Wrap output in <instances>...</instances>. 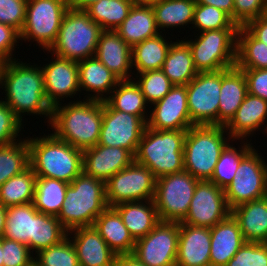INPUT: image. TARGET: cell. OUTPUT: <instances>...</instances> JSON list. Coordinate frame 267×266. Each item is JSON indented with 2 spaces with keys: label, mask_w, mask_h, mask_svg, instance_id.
<instances>
[{
  "label": "cell",
  "mask_w": 267,
  "mask_h": 266,
  "mask_svg": "<svg viewBox=\"0 0 267 266\" xmlns=\"http://www.w3.org/2000/svg\"><path fill=\"white\" fill-rule=\"evenodd\" d=\"M1 85L5 88V102L15 116L22 122L24 113L46 115L50 125L52 107L44 90L41 67L8 60L2 73ZM23 114V115H22Z\"/></svg>",
  "instance_id": "obj_1"
},
{
  "label": "cell",
  "mask_w": 267,
  "mask_h": 266,
  "mask_svg": "<svg viewBox=\"0 0 267 266\" xmlns=\"http://www.w3.org/2000/svg\"><path fill=\"white\" fill-rule=\"evenodd\" d=\"M102 120L103 101L85 99L54 106L49 126L58 139L85 150L98 144Z\"/></svg>",
  "instance_id": "obj_2"
},
{
  "label": "cell",
  "mask_w": 267,
  "mask_h": 266,
  "mask_svg": "<svg viewBox=\"0 0 267 266\" xmlns=\"http://www.w3.org/2000/svg\"><path fill=\"white\" fill-rule=\"evenodd\" d=\"M27 143L30 167L36 176L70 184L83 171V150L58 139L53 133L28 138Z\"/></svg>",
  "instance_id": "obj_3"
},
{
  "label": "cell",
  "mask_w": 267,
  "mask_h": 266,
  "mask_svg": "<svg viewBox=\"0 0 267 266\" xmlns=\"http://www.w3.org/2000/svg\"><path fill=\"white\" fill-rule=\"evenodd\" d=\"M107 207L105 182L82 171L68 185L57 218L67 231L77 227H91Z\"/></svg>",
  "instance_id": "obj_4"
},
{
  "label": "cell",
  "mask_w": 267,
  "mask_h": 266,
  "mask_svg": "<svg viewBox=\"0 0 267 266\" xmlns=\"http://www.w3.org/2000/svg\"><path fill=\"white\" fill-rule=\"evenodd\" d=\"M187 130H153L146 126L134 161L156 178L184 170L183 150Z\"/></svg>",
  "instance_id": "obj_5"
},
{
  "label": "cell",
  "mask_w": 267,
  "mask_h": 266,
  "mask_svg": "<svg viewBox=\"0 0 267 266\" xmlns=\"http://www.w3.org/2000/svg\"><path fill=\"white\" fill-rule=\"evenodd\" d=\"M225 126L193 125L184 141V170L202 181H209L224 148L229 144Z\"/></svg>",
  "instance_id": "obj_6"
},
{
  "label": "cell",
  "mask_w": 267,
  "mask_h": 266,
  "mask_svg": "<svg viewBox=\"0 0 267 266\" xmlns=\"http://www.w3.org/2000/svg\"><path fill=\"white\" fill-rule=\"evenodd\" d=\"M102 31L84 10L69 8L63 16L57 39L48 51L76 62L93 57Z\"/></svg>",
  "instance_id": "obj_7"
},
{
  "label": "cell",
  "mask_w": 267,
  "mask_h": 266,
  "mask_svg": "<svg viewBox=\"0 0 267 266\" xmlns=\"http://www.w3.org/2000/svg\"><path fill=\"white\" fill-rule=\"evenodd\" d=\"M239 28H223L200 32L197 39L185 41L190 47L195 68L214 72L236 66Z\"/></svg>",
  "instance_id": "obj_8"
},
{
  "label": "cell",
  "mask_w": 267,
  "mask_h": 266,
  "mask_svg": "<svg viewBox=\"0 0 267 266\" xmlns=\"http://www.w3.org/2000/svg\"><path fill=\"white\" fill-rule=\"evenodd\" d=\"M200 180L183 170L156 178L154 204L162 222H182Z\"/></svg>",
  "instance_id": "obj_9"
},
{
  "label": "cell",
  "mask_w": 267,
  "mask_h": 266,
  "mask_svg": "<svg viewBox=\"0 0 267 266\" xmlns=\"http://www.w3.org/2000/svg\"><path fill=\"white\" fill-rule=\"evenodd\" d=\"M67 0H28L25 22L19 40H33L48 51L55 43L65 12Z\"/></svg>",
  "instance_id": "obj_10"
},
{
  "label": "cell",
  "mask_w": 267,
  "mask_h": 266,
  "mask_svg": "<svg viewBox=\"0 0 267 266\" xmlns=\"http://www.w3.org/2000/svg\"><path fill=\"white\" fill-rule=\"evenodd\" d=\"M253 148L240 162L233 181L224 189L230 210L267 196L266 162Z\"/></svg>",
  "instance_id": "obj_11"
},
{
  "label": "cell",
  "mask_w": 267,
  "mask_h": 266,
  "mask_svg": "<svg viewBox=\"0 0 267 266\" xmlns=\"http://www.w3.org/2000/svg\"><path fill=\"white\" fill-rule=\"evenodd\" d=\"M155 187L156 177L151 170L133 161L105 182L107 205L153 200Z\"/></svg>",
  "instance_id": "obj_12"
},
{
  "label": "cell",
  "mask_w": 267,
  "mask_h": 266,
  "mask_svg": "<svg viewBox=\"0 0 267 266\" xmlns=\"http://www.w3.org/2000/svg\"><path fill=\"white\" fill-rule=\"evenodd\" d=\"M187 105L193 125H218L221 70L200 72L186 85Z\"/></svg>",
  "instance_id": "obj_13"
},
{
  "label": "cell",
  "mask_w": 267,
  "mask_h": 266,
  "mask_svg": "<svg viewBox=\"0 0 267 266\" xmlns=\"http://www.w3.org/2000/svg\"><path fill=\"white\" fill-rule=\"evenodd\" d=\"M179 223L160 221L135 242L133 256L146 266H176Z\"/></svg>",
  "instance_id": "obj_14"
},
{
  "label": "cell",
  "mask_w": 267,
  "mask_h": 266,
  "mask_svg": "<svg viewBox=\"0 0 267 266\" xmlns=\"http://www.w3.org/2000/svg\"><path fill=\"white\" fill-rule=\"evenodd\" d=\"M146 126L147 123L141 117L115 110L103 101V120L98 144L125 148L135 155Z\"/></svg>",
  "instance_id": "obj_15"
},
{
  "label": "cell",
  "mask_w": 267,
  "mask_h": 266,
  "mask_svg": "<svg viewBox=\"0 0 267 266\" xmlns=\"http://www.w3.org/2000/svg\"><path fill=\"white\" fill-rule=\"evenodd\" d=\"M231 214L224 190L211 181L197 183L189 211L181 223L212 228Z\"/></svg>",
  "instance_id": "obj_16"
},
{
  "label": "cell",
  "mask_w": 267,
  "mask_h": 266,
  "mask_svg": "<svg viewBox=\"0 0 267 266\" xmlns=\"http://www.w3.org/2000/svg\"><path fill=\"white\" fill-rule=\"evenodd\" d=\"M147 127L153 130H188L193 124L187 105L186 85H174L159 101L152 104Z\"/></svg>",
  "instance_id": "obj_17"
},
{
  "label": "cell",
  "mask_w": 267,
  "mask_h": 266,
  "mask_svg": "<svg viewBox=\"0 0 267 266\" xmlns=\"http://www.w3.org/2000/svg\"><path fill=\"white\" fill-rule=\"evenodd\" d=\"M54 58L41 67L46 99L52 108L61 103L60 99L73 98L80 91L77 62L58 56Z\"/></svg>",
  "instance_id": "obj_18"
},
{
  "label": "cell",
  "mask_w": 267,
  "mask_h": 266,
  "mask_svg": "<svg viewBox=\"0 0 267 266\" xmlns=\"http://www.w3.org/2000/svg\"><path fill=\"white\" fill-rule=\"evenodd\" d=\"M133 161L134 155L125 148L97 144L83 150L82 168L86 175L106 182Z\"/></svg>",
  "instance_id": "obj_19"
},
{
  "label": "cell",
  "mask_w": 267,
  "mask_h": 266,
  "mask_svg": "<svg viewBox=\"0 0 267 266\" xmlns=\"http://www.w3.org/2000/svg\"><path fill=\"white\" fill-rule=\"evenodd\" d=\"M210 228L179 223L176 266H210Z\"/></svg>",
  "instance_id": "obj_20"
},
{
  "label": "cell",
  "mask_w": 267,
  "mask_h": 266,
  "mask_svg": "<svg viewBox=\"0 0 267 266\" xmlns=\"http://www.w3.org/2000/svg\"><path fill=\"white\" fill-rule=\"evenodd\" d=\"M71 233L74 235L69 238H73L71 242L76 249L80 266L114 265L117 254L109 248L93 226L74 228L67 232V236Z\"/></svg>",
  "instance_id": "obj_21"
},
{
  "label": "cell",
  "mask_w": 267,
  "mask_h": 266,
  "mask_svg": "<svg viewBox=\"0 0 267 266\" xmlns=\"http://www.w3.org/2000/svg\"><path fill=\"white\" fill-rule=\"evenodd\" d=\"M131 51L115 30H103L94 56L121 81L132 80L129 73L133 69Z\"/></svg>",
  "instance_id": "obj_22"
},
{
  "label": "cell",
  "mask_w": 267,
  "mask_h": 266,
  "mask_svg": "<svg viewBox=\"0 0 267 266\" xmlns=\"http://www.w3.org/2000/svg\"><path fill=\"white\" fill-rule=\"evenodd\" d=\"M210 234V266H225L246 242L231 214L210 228Z\"/></svg>",
  "instance_id": "obj_23"
},
{
  "label": "cell",
  "mask_w": 267,
  "mask_h": 266,
  "mask_svg": "<svg viewBox=\"0 0 267 266\" xmlns=\"http://www.w3.org/2000/svg\"><path fill=\"white\" fill-rule=\"evenodd\" d=\"M248 94L245 74L237 66L221 70L218 125L226 126Z\"/></svg>",
  "instance_id": "obj_24"
},
{
  "label": "cell",
  "mask_w": 267,
  "mask_h": 266,
  "mask_svg": "<svg viewBox=\"0 0 267 266\" xmlns=\"http://www.w3.org/2000/svg\"><path fill=\"white\" fill-rule=\"evenodd\" d=\"M267 119V101L264 99L247 94L242 104L239 106L235 116L225 126L233 140L241 141L244 137H249L254 131L263 127Z\"/></svg>",
  "instance_id": "obj_25"
},
{
  "label": "cell",
  "mask_w": 267,
  "mask_h": 266,
  "mask_svg": "<svg viewBox=\"0 0 267 266\" xmlns=\"http://www.w3.org/2000/svg\"><path fill=\"white\" fill-rule=\"evenodd\" d=\"M79 70L80 91L95 92L89 94L87 99L104 101V93L110 95L111 91L121 81L95 56L77 62ZM83 88V89H82Z\"/></svg>",
  "instance_id": "obj_26"
},
{
  "label": "cell",
  "mask_w": 267,
  "mask_h": 266,
  "mask_svg": "<svg viewBox=\"0 0 267 266\" xmlns=\"http://www.w3.org/2000/svg\"><path fill=\"white\" fill-rule=\"evenodd\" d=\"M93 227L117 255L133 254L135 240L125 227L114 207H107L96 219Z\"/></svg>",
  "instance_id": "obj_27"
},
{
  "label": "cell",
  "mask_w": 267,
  "mask_h": 266,
  "mask_svg": "<svg viewBox=\"0 0 267 266\" xmlns=\"http://www.w3.org/2000/svg\"><path fill=\"white\" fill-rule=\"evenodd\" d=\"M246 242L267 243V196L231 210Z\"/></svg>",
  "instance_id": "obj_28"
},
{
  "label": "cell",
  "mask_w": 267,
  "mask_h": 266,
  "mask_svg": "<svg viewBox=\"0 0 267 266\" xmlns=\"http://www.w3.org/2000/svg\"><path fill=\"white\" fill-rule=\"evenodd\" d=\"M114 208L135 241L145 237L160 222L153 200L123 202Z\"/></svg>",
  "instance_id": "obj_29"
},
{
  "label": "cell",
  "mask_w": 267,
  "mask_h": 266,
  "mask_svg": "<svg viewBox=\"0 0 267 266\" xmlns=\"http://www.w3.org/2000/svg\"><path fill=\"white\" fill-rule=\"evenodd\" d=\"M115 31L131 48L159 34L152 7L135 3Z\"/></svg>",
  "instance_id": "obj_30"
},
{
  "label": "cell",
  "mask_w": 267,
  "mask_h": 266,
  "mask_svg": "<svg viewBox=\"0 0 267 266\" xmlns=\"http://www.w3.org/2000/svg\"><path fill=\"white\" fill-rule=\"evenodd\" d=\"M161 70L173 85H187L198 74L188 44L181 40L169 48Z\"/></svg>",
  "instance_id": "obj_31"
},
{
  "label": "cell",
  "mask_w": 267,
  "mask_h": 266,
  "mask_svg": "<svg viewBox=\"0 0 267 266\" xmlns=\"http://www.w3.org/2000/svg\"><path fill=\"white\" fill-rule=\"evenodd\" d=\"M37 209L33 203L6 207L4 238L18 241L32 250L34 214Z\"/></svg>",
  "instance_id": "obj_32"
},
{
  "label": "cell",
  "mask_w": 267,
  "mask_h": 266,
  "mask_svg": "<svg viewBox=\"0 0 267 266\" xmlns=\"http://www.w3.org/2000/svg\"><path fill=\"white\" fill-rule=\"evenodd\" d=\"M171 45L160 33L134 45L131 57L132 67L136 68L137 75L161 69Z\"/></svg>",
  "instance_id": "obj_33"
},
{
  "label": "cell",
  "mask_w": 267,
  "mask_h": 266,
  "mask_svg": "<svg viewBox=\"0 0 267 266\" xmlns=\"http://www.w3.org/2000/svg\"><path fill=\"white\" fill-rule=\"evenodd\" d=\"M69 183L55 178L36 177L33 205L38 212L58 216Z\"/></svg>",
  "instance_id": "obj_34"
},
{
  "label": "cell",
  "mask_w": 267,
  "mask_h": 266,
  "mask_svg": "<svg viewBox=\"0 0 267 266\" xmlns=\"http://www.w3.org/2000/svg\"><path fill=\"white\" fill-rule=\"evenodd\" d=\"M117 86L111 91L109 97L104 96V101L113 109L137 115L147 123L149 116H146L148 114L145 110L148 103L136 82L134 80H122Z\"/></svg>",
  "instance_id": "obj_35"
},
{
  "label": "cell",
  "mask_w": 267,
  "mask_h": 266,
  "mask_svg": "<svg viewBox=\"0 0 267 266\" xmlns=\"http://www.w3.org/2000/svg\"><path fill=\"white\" fill-rule=\"evenodd\" d=\"M196 0H161L152 5L156 25L161 29L192 24Z\"/></svg>",
  "instance_id": "obj_36"
},
{
  "label": "cell",
  "mask_w": 267,
  "mask_h": 266,
  "mask_svg": "<svg viewBox=\"0 0 267 266\" xmlns=\"http://www.w3.org/2000/svg\"><path fill=\"white\" fill-rule=\"evenodd\" d=\"M236 66L239 69H267V45L244 26H239L237 33Z\"/></svg>",
  "instance_id": "obj_37"
},
{
  "label": "cell",
  "mask_w": 267,
  "mask_h": 266,
  "mask_svg": "<svg viewBox=\"0 0 267 266\" xmlns=\"http://www.w3.org/2000/svg\"><path fill=\"white\" fill-rule=\"evenodd\" d=\"M36 177L29 166L20 174L8 179L0 186V203L4 207L32 203Z\"/></svg>",
  "instance_id": "obj_38"
},
{
  "label": "cell",
  "mask_w": 267,
  "mask_h": 266,
  "mask_svg": "<svg viewBox=\"0 0 267 266\" xmlns=\"http://www.w3.org/2000/svg\"><path fill=\"white\" fill-rule=\"evenodd\" d=\"M134 0H100L84 11L103 30H115L127 18Z\"/></svg>",
  "instance_id": "obj_39"
},
{
  "label": "cell",
  "mask_w": 267,
  "mask_h": 266,
  "mask_svg": "<svg viewBox=\"0 0 267 266\" xmlns=\"http://www.w3.org/2000/svg\"><path fill=\"white\" fill-rule=\"evenodd\" d=\"M67 232L57 216L37 211L34 214L32 253L33 250L36 254L40 250L59 244L67 237Z\"/></svg>",
  "instance_id": "obj_40"
},
{
  "label": "cell",
  "mask_w": 267,
  "mask_h": 266,
  "mask_svg": "<svg viewBox=\"0 0 267 266\" xmlns=\"http://www.w3.org/2000/svg\"><path fill=\"white\" fill-rule=\"evenodd\" d=\"M30 166L27 139L0 146V186Z\"/></svg>",
  "instance_id": "obj_41"
},
{
  "label": "cell",
  "mask_w": 267,
  "mask_h": 266,
  "mask_svg": "<svg viewBox=\"0 0 267 266\" xmlns=\"http://www.w3.org/2000/svg\"><path fill=\"white\" fill-rule=\"evenodd\" d=\"M244 142H242L244 145L240 148L241 150H237L235 146L233 147L230 144L224 148L209 181L223 190L229 186L241 160L254 148L252 143Z\"/></svg>",
  "instance_id": "obj_42"
},
{
  "label": "cell",
  "mask_w": 267,
  "mask_h": 266,
  "mask_svg": "<svg viewBox=\"0 0 267 266\" xmlns=\"http://www.w3.org/2000/svg\"><path fill=\"white\" fill-rule=\"evenodd\" d=\"M34 261L38 266H80L69 236L59 244L38 251Z\"/></svg>",
  "instance_id": "obj_43"
},
{
  "label": "cell",
  "mask_w": 267,
  "mask_h": 266,
  "mask_svg": "<svg viewBox=\"0 0 267 266\" xmlns=\"http://www.w3.org/2000/svg\"><path fill=\"white\" fill-rule=\"evenodd\" d=\"M192 24L199 32L223 28H239L232 18L224 11L205 4H197L194 9Z\"/></svg>",
  "instance_id": "obj_44"
},
{
  "label": "cell",
  "mask_w": 267,
  "mask_h": 266,
  "mask_svg": "<svg viewBox=\"0 0 267 266\" xmlns=\"http://www.w3.org/2000/svg\"><path fill=\"white\" fill-rule=\"evenodd\" d=\"M139 74L140 77L135 82L148 104L161 100L174 86L161 69Z\"/></svg>",
  "instance_id": "obj_45"
},
{
  "label": "cell",
  "mask_w": 267,
  "mask_h": 266,
  "mask_svg": "<svg viewBox=\"0 0 267 266\" xmlns=\"http://www.w3.org/2000/svg\"><path fill=\"white\" fill-rule=\"evenodd\" d=\"M225 266H267V243L245 242Z\"/></svg>",
  "instance_id": "obj_46"
},
{
  "label": "cell",
  "mask_w": 267,
  "mask_h": 266,
  "mask_svg": "<svg viewBox=\"0 0 267 266\" xmlns=\"http://www.w3.org/2000/svg\"><path fill=\"white\" fill-rule=\"evenodd\" d=\"M2 249L3 266H28L34 261L32 251L18 241L2 237Z\"/></svg>",
  "instance_id": "obj_47"
},
{
  "label": "cell",
  "mask_w": 267,
  "mask_h": 266,
  "mask_svg": "<svg viewBox=\"0 0 267 266\" xmlns=\"http://www.w3.org/2000/svg\"><path fill=\"white\" fill-rule=\"evenodd\" d=\"M28 0H0V23L9 25L21 32Z\"/></svg>",
  "instance_id": "obj_48"
},
{
  "label": "cell",
  "mask_w": 267,
  "mask_h": 266,
  "mask_svg": "<svg viewBox=\"0 0 267 266\" xmlns=\"http://www.w3.org/2000/svg\"><path fill=\"white\" fill-rule=\"evenodd\" d=\"M22 122L15 116L6 102L0 100V146H6L18 141Z\"/></svg>",
  "instance_id": "obj_49"
},
{
  "label": "cell",
  "mask_w": 267,
  "mask_h": 266,
  "mask_svg": "<svg viewBox=\"0 0 267 266\" xmlns=\"http://www.w3.org/2000/svg\"><path fill=\"white\" fill-rule=\"evenodd\" d=\"M267 14V0H234L233 21L244 26L250 20Z\"/></svg>",
  "instance_id": "obj_50"
},
{
  "label": "cell",
  "mask_w": 267,
  "mask_h": 266,
  "mask_svg": "<svg viewBox=\"0 0 267 266\" xmlns=\"http://www.w3.org/2000/svg\"><path fill=\"white\" fill-rule=\"evenodd\" d=\"M247 80L248 93L267 101V69H241Z\"/></svg>",
  "instance_id": "obj_51"
},
{
  "label": "cell",
  "mask_w": 267,
  "mask_h": 266,
  "mask_svg": "<svg viewBox=\"0 0 267 266\" xmlns=\"http://www.w3.org/2000/svg\"><path fill=\"white\" fill-rule=\"evenodd\" d=\"M20 39L19 32L13 27L0 23V58L13 59V52L17 40Z\"/></svg>",
  "instance_id": "obj_52"
},
{
  "label": "cell",
  "mask_w": 267,
  "mask_h": 266,
  "mask_svg": "<svg viewBox=\"0 0 267 266\" xmlns=\"http://www.w3.org/2000/svg\"><path fill=\"white\" fill-rule=\"evenodd\" d=\"M244 27L259 41L267 45V14L250 20Z\"/></svg>",
  "instance_id": "obj_53"
},
{
  "label": "cell",
  "mask_w": 267,
  "mask_h": 266,
  "mask_svg": "<svg viewBox=\"0 0 267 266\" xmlns=\"http://www.w3.org/2000/svg\"><path fill=\"white\" fill-rule=\"evenodd\" d=\"M196 3L214 6L226 12L233 20L234 0H196Z\"/></svg>",
  "instance_id": "obj_54"
},
{
  "label": "cell",
  "mask_w": 267,
  "mask_h": 266,
  "mask_svg": "<svg viewBox=\"0 0 267 266\" xmlns=\"http://www.w3.org/2000/svg\"><path fill=\"white\" fill-rule=\"evenodd\" d=\"M113 266H146L140 263L132 254L117 255Z\"/></svg>",
  "instance_id": "obj_55"
},
{
  "label": "cell",
  "mask_w": 267,
  "mask_h": 266,
  "mask_svg": "<svg viewBox=\"0 0 267 266\" xmlns=\"http://www.w3.org/2000/svg\"><path fill=\"white\" fill-rule=\"evenodd\" d=\"M69 8L75 10H85L90 4L100 0H67Z\"/></svg>",
  "instance_id": "obj_56"
},
{
  "label": "cell",
  "mask_w": 267,
  "mask_h": 266,
  "mask_svg": "<svg viewBox=\"0 0 267 266\" xmlns=\"http://www.w3.org/2000/svg\"><path fill=\"white\" fill-rule=\"evenodd\" d=\"M6 222V207L0 203V238L3 237Z\"/></svg>",
  "instance_id": "obj_57"
},
{
  "label": "cell",
  "mask_w": 267,
  "mask_h": 266,
  "mask_svg": "<svg viewBox=\"0 0 267 266\" xmlns=\"http://www.w3.org/2000/svg\"><path fill=\"white\" fill-rule=\"evenodd\" d=\"M160 1L161 0H134V3L138 5L152 6L159 3Z\"/></svg>",
  "instance_id": "obj_58"
},
{
  "label": "cell",
  "mask_w": 267,
  "mask_h": 266,
  "mask_svg": "<svg viewBox=\"0 0 267 266\" xmlns=\"http://www.w3.org/2000/svg\"><path fill=\"white\" fill-rule=\"evenodd\" d=\"M7 61H8V59H1L0 58V87H1V79H2L3 69H4Z\"/></svg>",
  "instance_id": "obj_59"
},
{
  "label": "cell",
  "mask_w": 267,
  "mask_h": 266,
  "mask_svg": "<svg viewBox=\"0 0 267 266\" xmlns=\"http://www.w3.org/2000/svg\"><path fill=\"white\" fill-rule=\"evenodd\" d=\"M0 266H3L2 237L0 238Z\"/></svg>",
  "instance_id": "obj_60"
},
{
  "label": "cell",
  "mask_w": 267,
  "mask_h": 266,
  "mask_svg": "<svg viewBox=\"0 0 267 266\" xmlns=\"http://www.w3.org/2000/svg\"><path fill=\"white\" fill-rule=\"evenodd\" d=\"M28 266H38L37 264H36V262L35 261H33L30 265H28Z\"/></svg>",
  "instance_id": "obj_61"
}]
</instances>
